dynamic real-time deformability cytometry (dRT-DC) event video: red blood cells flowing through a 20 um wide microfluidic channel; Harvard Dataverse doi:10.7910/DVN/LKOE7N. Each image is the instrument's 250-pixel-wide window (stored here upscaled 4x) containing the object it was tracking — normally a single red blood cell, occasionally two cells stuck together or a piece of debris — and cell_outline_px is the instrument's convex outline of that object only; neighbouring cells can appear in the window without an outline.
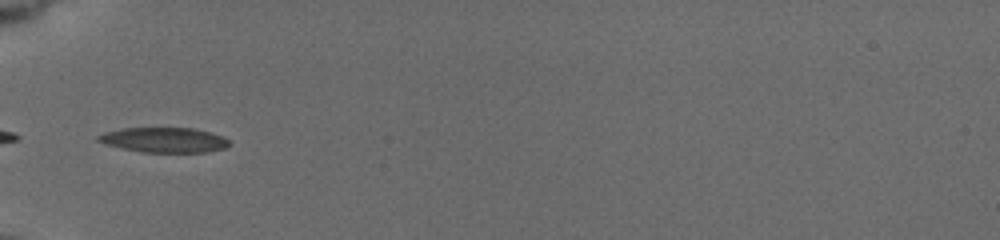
{"species": "common noctule bat (a hibernating species)", "species_latin": "Nyctalus noctula", "temperature_condition": "cold", "stored_images_in_passage": 37, "camera_frame_rate_fps": 3000, "um_per_image_px": 0.085, "animal": {"sex": "female", "body_mass_g": 19.5, "forearm_length_mm": 54.1}, "frame": {"image": 1, "passage_image": 1, "time_ms": 0.0, "image_size_px": [1000, 240], "cell_outline_px": [[228, 144], [224, 148], [204, 152], [140, 152], [120, 148], [104, 144], [96, 140], [96, 136], [104, 132], [124, 128], [192, 128], [224, 136], [228, 140]], "centroid_in_image_um": [13.88, 11.9], "position_along_channel_um": 71.1, "area_um2": 19.02}}
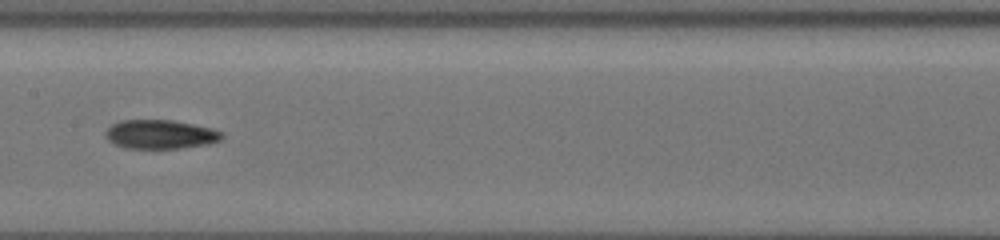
{"frame": {"image": 2, "passage_image": 13, "time_ms": 3.333, "image_size_px": [1000, 240], "cell_outline_px": [[224, 136], [220, 140], [208, 144], [180, 148], [124, 148], [112, 144], [104, 136], [104, 132], [112, 124], [120, 120], [172, 120], [212, 128], [220, 132]], "centroid_in_image_um": [13.58, 11.42], "position_along_channel_um": 193.8, "area_um2": 19.71}}
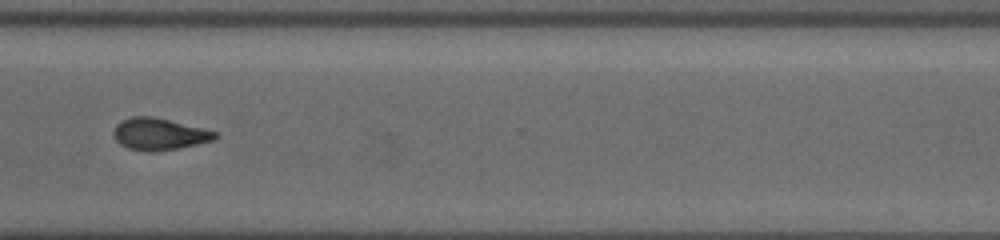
{"frame": {"image": 3, "passage_image": 28, "time_ms": 7.667, "image_size_px": [1000, 240], "cell_outline_px": [[216, 136], [212, 140], [180, 148], [152, 152], [148, 152], [128, 148], [120, 144], [116, 140], [112, 132], [116, 124], [120, 120], [132, 116], [152, 116], [204, 128], [216, 132]], "centroid_in_image_um": [13.48, 11.39], "position_along_channel_um": 357.1, "area_um2": 18.84}, "authors_computed_cell_mechanics": {"area_um2": 18.785, "velocity_mm_per_s": 3.7768, "shape_relaxation_time_tau1_ms": null, "shape_relaxation_time_tau2_ms": 5.5124, "deformation_change_tau1": null, "deformation_change_tau2": 0.1325}}